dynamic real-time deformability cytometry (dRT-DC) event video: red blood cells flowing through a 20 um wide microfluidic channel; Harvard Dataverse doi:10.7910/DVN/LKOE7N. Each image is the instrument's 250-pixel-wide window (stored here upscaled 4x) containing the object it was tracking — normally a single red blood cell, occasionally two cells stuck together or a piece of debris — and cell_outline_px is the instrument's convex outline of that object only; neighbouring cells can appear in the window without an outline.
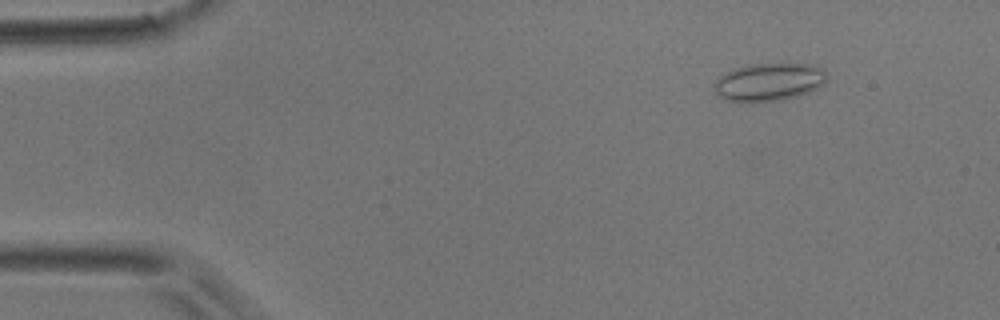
{"species": "common noctule bat (a hibernating species)", "species_latin": "Nyctalus noctula", "temperature_condition": "room temperature", "stored_images_in_passage": 50, "camera_frame_rate_fps": 3000, "um_per_image_px": 0.085, "animal": {"sex": "male", "body_mass_g": 17.9}, "frame": {"image": 1, "passage_image": 6, "time_ms": 1.667, "image_size_px": [1000, 320], "cell_outline_px": [[828, 80], [816, 88], [808, 92], [796, 96], [780, 100], [740, 104], [728, 100], [720, 96], [716, 92], [716, 80], [720, 76], [732, 68], [748, 64], [788, 60], [816, 64], [824, 68], [828, 72]], "centroid_in_image_um": [65.44, 6.91], "position_along_channel_um": 19.6, "area_um2": 26.24}}
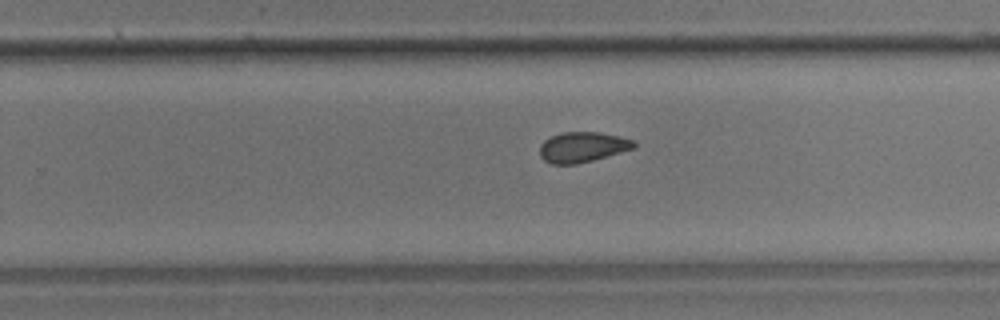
{"frame": {"image": 2, "passage_image": 32, "time_ms": 10.333, "image_size_px": [1000, 320], "cell_outline_px": [[636, 148], [592, 160], [576, 164], [552, 164], [544, 160], [540, 156], [540, 144], [544, 140], [560, 132], [600, 132], [632, 140], [636, 144]], "centroid_in_image_um": [49.48, 12.5], "position_along_channel_um": 280.3, "area_um2": 16.53}}
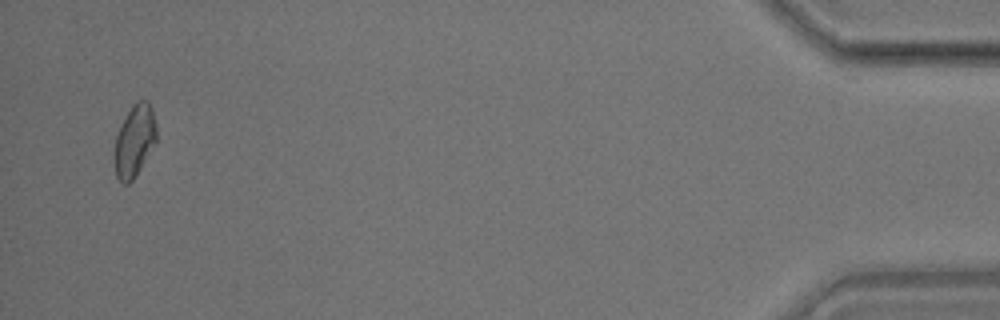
{"frame": {"image": 3, "passage_image": 49, "time_ms": 16.0, "image_size_px": [1000, 320], "cell_outline_px": [[156, 140], [136, 176], [128, 184], [124, 184], [116, 176], [116, 136], [132, 104], [140, 100], [148, 100], [152, 108], [156, 124]], "centroid_in_image_um": [11.47, 11.94], "position_along_channel_um": 423.7, "area_um2": 17.05}, "authors_computed_cell_mechanics": {"area_um2": 17.34, "velocity_mm_per_s": 3.9775, "shape_relaxation_time_tau1_ms": null, "shape_relaxation_time_tau2_ms": 1.6724, "deformation_change_tau1": null, "deformation_change_tau2": 0.0575}}